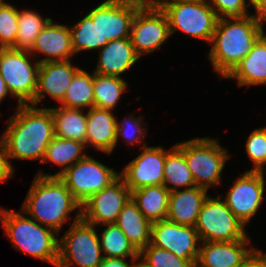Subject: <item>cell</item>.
I'll list each match as a JSON object with an SVG mask.
<instances>
[{
    "label": "cell",
    "mask_w": 266,
    "mask_h": 267,
    "mask_svg": "<svg viewBox=\"0 0 266 267\" xmlns=\"http://www.w3.org/2000/svg\"><path fill=\"white\" fill-rule=\"evenodd\" d=\"M1 137L4 153L9 158L44 159L46 149L55 137L54 122L49 108L18 105Z\"/></svg>",
    "instance_id": "cell-1"
},
{
    "label": "cell",
    "mask_w": 266,
    "mask_h": 267,
    "mask_svg": "<svg viewBox=\"0 0 266 267\" xmlns=\"http://www.w3.org/2000/svg\"><path fill=\"white\" fill-rule=\"evenodd\" d=\"M260 15L221 17L218 19L211 42L209 59L214 69L226 78L251 51L264 33ZM234 21V22H231Z\"/></svg>",
    "instance_id": "cell-2"
},
{
    "label": "cell",
    "mask_w": 266,
    "mask_h": 267,
    "mask_svg": "<svg viewBox=\"0 0 266 267\" xmlns=\"http://www.w3.org/2000/svg\"><path fill=\"white\" fill-rule=\"evenodd\" d=\"M78 208L81 210V204L58 176L37 175L21 209L58 233L69 212Z\"/></svg>",
    "instance_id": "cell-3"
},
{
    "label": "cell",
    "mask_w": 266,
    "mask_h": 267,
    "mask_svg": "<svg viewBox=\"0 0 266 267\" xmlns=\"http://www.w3.org/2000/svg\"><path fill=\"white\" fill-rule=\"evenodd\" d=\"M0 220L15 248L57 266L59 239L55 234L58 233L20 213L3 208L0 209Z\"/></svg>",
    "instance_id": "cell-4"
},
{
    "label": "cell",
    "mask_w": 266,
    "mask_h": 267,
    "mask_svg": "<svg viewBox=\"0 0 266 267\" xmlns=\"http://www.w3.org/2000/svg\"><path fill=\"white\" fill-rule=\"evenodd\" d=\"M95 225L81 218V210L69 230L59 240L57 267H98L102 262L100 239L95 231Z\"/></svg>",
    "instance_id": "cell-5"
},
{
    "label": "cell",
    "mask_w": 266,
    "mask_h": 267,
    "mask_svg": "<svg viewBox=\"0 0 266 267\" xmlns=\"http://www.w3.org/2000/svg\"><path fill=\"white\" fill-rule=\"evenodd\" d=\"M172 1L165 0L160 6L168 18L170 34L181 30L211 42L219 17L207 0Z\"/></svg>",
    "instance_id": "cell-6"
},
{
    "label": "cell",
    "mask_w": 266,
    "mask_h": 267,
    "mask_svg": "<svg viewBox=\"0 0 266 267\" xmlns=\"http://www.w3.org/2000/svg\"><path fill=\"white\" fill-rule=\"evenodd\" d=\"M184 153L196 186L208 189L220 183L228 153L211 138H196L176 144Z\"/></svg>",
    "instance_id": "cell-7"
},
{
    "label": "cell",
    "mask_w": 266,
    "mask_h": 267,
    "mask_svg": "<svg viewBox=\"0 0 266 267\" xmlns=\"http://www.w3.org/2000/svg\"><path fill=\"white\" fill-rule=\"evenodd\" d=\"M194 227L203 242L248 239L245 225L231 212L221 197L208 196L205 199Z\"/></svg>",
    "instance_id": "cell-8"
},
{
    "label": "cell",
    "mask_w": 266,
    "mask_h": 267,
    "mask_svg": "<svg viewBox=\"0 0 266 267\" xmlns=\"http://www.w3.org/2000/svg\"><path fill=\"white\" fill-rule=\"evenodd\" d=\"M32 55L26 50L0 48V75L10 96L18 98L19 105L30 104L36 93L39 62H29ZM33 66V67H32Z\"/></svg>",
    "instance_id": "cell-9"
},
{
    "label": "cell",
    "mask_w": 266,
    "mask_h": 267,
    "mask_svg": "<svg viewBox=\"0 0 266 267\" xmlns=\"http://www.w3.org/2000/svg\"><path fill=\"white\" fill-rule=\"evenodd\" d=\"M58 177L82 205L92 194L101 191L114 182L119 174L95 159L86 156L64 170Z\"/></svg>",
    "instance_id": "cell-10"
},
{
    "label": "cell",
    "mask_w": 266,
    "mask_h": 267,
    "mask_svg": "<svg viewBox=\"0 0 266 267\" xmlns=\"http://www.w3.org/2000/svg\"><path fill=\"white\" fill-rule=\"evenodd\" d=\"M139 5L123 0H106L88 13L100 31L99 49L109 41L130 38L133 19Z\"/></svg>",
    "instance_id": "cell-11"
},
{
    "label": "cell",
    "mask_w": 266,
    "mask_h": 267,
    "mask_svg": "<svg viewBox=\"0 0 266 267\" xmlns=\"http://www.w3.org/2000/svg\"><path fill=\"white\" fill-rule=\"evenodd\" d=\"M170 35L168 18L160 7H140L137 10L130 41L139 57L157 50Z\"/></svg>",
    "instance_id": "cell-12"
},
{
    "label": "cell",
    "mask_w": 266,
    "mask_h": 267,
    "mask_svg": "<svg viewBox=\"0 0 266 267\" xmlns=\"http://www.w3.org/2000/svg\"><path fill=\"white\" fill-rule=\"evenodd\" d=\"M131 199V191L119 176L108 187L92 194L81 205V218L89 224L115 223L119 213Z\"/></svg>",
    "instance_id": "cell-13"
},
{
    "label": "cell",
    "mask_w": 266,
    "mask_h": 267,
    "mask_svg": "<svg viewBox=\"0 0 266 267\" xmlns=\"http://www.w3.org/2000/svg\"><path fill=\"white\" fill-rule=\"evenodd\" d=\"M198 240L200 241L198 232L192 226L180 225L167 219L151 225V244L187 260L193 267L199 255V248H196Z\"/></svg>",
    "instance_id": "cell-14"
},
{
    "label": "cell",
    "mask_w": 266,
    "mask_h": 267,
    "mask_svg": "<svg viewBox=\"0 0 266 267\" xmlns=\"http://www.w3.org/2000/svg\"><path fill=\"white\" fill-rule=\"evenodd\" d=\"M263 171L246 172L236 180L224 201L244 225L256 214L263 200L265 188Z\"/></svg>",
    "instance_id": "cell-15"
},
{
    "label": "cell",
    "mask_w": 266,
    "mask_h": 267,
    "mask_svg": "<svg viewBox=\"0 0 266 267\" xmlns=\"http://www.w3.org/2000/svg\"><path fill=\"white\" fill-rule=\"evenodd\" d=\"M143 152L128 163L119 176L130 191L152 185H163L166 150L161 147H141Z\"/></svg>",
    "instance_id": "cell-16"
},
{
    "label": "cell",
    "mask_w": 266,
    "mask_h": 267,
    "mask_svg": "<svg viewBox=\"0 0 266 267\" xmlns=\"http://www.w3.org/2000/svg\"><path fill=\"white\" fill-rule=\"evenodd\" d=\"M79 69L74 67L70 60L40 63L35 97L29 105L37 106L45 93L61 102Z\"/></svg>",
    "instance_id": "cell-17"
},
{
    "label": "cell",
    "mask_w": 266,
    "mask_h": 267,
    "mask_svg": "<svg viewBox=\"0 0 266 267\" xmlns=\"http://www.w3.org/2000/svg\"><path fill=\"white\" fill-rule=\"evenodd\" d=\"M248 240L203 242L195 267H240L253 250L245 246Z\"/></svg>",
    "instance_id": "cell-18"
},
{
    "label": "cell",
    "mask_w": 266,
    "mask_h": 267,
    "mask_svg": "<svg viewBox=\"0 0 266 267\" xmlns=\"http://www.w3.org/2000/svg\"><path fill=\"white\" fill-rule=\"evenodd\" d=\"M29 52L44 53L48 56L38 61L39 63L70 60L75 53L69 27L53 24L51 19L39 33Z\"/></svg>",
    "instance_id": "cell-19"
},
{
    "label": "cell",
    "mask_w": 266,
    "mask_h": 267,
    "mask_svg": "<svg viewBox=\"0 0 266 267\" xmlns=\"http://www.w3.org/2000/svg\"><path fill=\"white\" fill-rule=\"evenodd\" d=\"M207 197V189L200 186L171 191L167 220L194 227Z\"/></svg>",
    "instance_id": "cell-20"
},
{
    "label": "cell",
    "mask_w": 266,
    "mask_h": 267,
    "mask_svg": "<svg viewBox=\"0 0 266 267\" xmlns=\"http://www.w3.org/2000/svg\"><path fill=\"white\" fill-rule=\"evenodd\" d=\"M116 126L112 110L91 107L87 113L85 146L91 145L111 154L116 145Z\"/></svg>",
    "instance_id": "cell-21"
},
{
    "label": "cell",
    "mask_w": 266,
    "mask_h": 267,
    "mask_svg": "<svg viewBox=\"0 0 266 267\" xmlns=\"http://www.w3.org/2000/svg\"><path fill=\"white\" fill-rule=\"evenodd\" d=\"M94 73L117 76L129 69L140 57L136 54L130 38L109 41L99 55Z\"/></svg>",
    "instance_id": "cell-22"
},
{
    "label": "cell",
    "mask_w": 266,
    "mask_h": 267,
    "mask_svg": "<svg viewBox=\"0 0 266 267\" xmlns=\"http://www.w3.org/2000/svg\"><path fill=\"white\" fill-rule=\"evenodd\" d=\"M226 78H236L239 86L266 84V36L254 43L251 51Z\"/></svg>",
    "instance_id": "cell-23"
},
{
    "label": "cell",
    "mask_w": 266,
    "mask_h": 267,
    "mask_svg": "<svg viewBox=\"0 0 266 267\" xmlns=\"http://www.w3.org/2000/svg\"><path fill=\"white\" fill-rule=\"evenodd\" d=\"M115 224L138 252L151 243L152 223L144 217L132 199L123 207Z\"/></svg>",
    "instance_id": "cell-24"
},
{
    "label": "cell",
    "mask_w": 266,
    "mask_h": 267,
    "mask_svg": "<svg viewBox=\"0 0 266 267\" xmlns=\"http://www.w3.org/2000/svg\"><path fill=\"white\" fill-rule=\"evenodd\" d=\"M170 191L164 185H152L131 191V199L151 223L166 220Z\"/></svg>",
    "instance_id": "cell-25"
},
{
    "label": "cell",
    "mask_w": 266,
    "mask_h": 267,
    "mask_svg": "<svg viewBox=\"0 0 266 267\" xmlns=\"http://www.w3.org/2000/svg\"><path fill=\"white\" fill-rule=\"evenodd\" d=\"M54 122V134L58 138L72 139L86 144L87 114L75 108H49Z\"/></svg>",
    "instance_id": "cell-26"
},
{
    "label": "cell",
    "mask_w": 266,
    "mask_h": 267,
    "mask_svg": "<svg viewBox=\"0 0 266 267\" xmlns=\"http://www.w3.org/2000/svg\"><path fill=\"white\" fill-rule=\"evenodd\" d=\"M83 148H85V143L72 140L54 137L46 149V153L42 162L51 161L58 166H63V169L58 173L42 174V172L37 175L40 176H59L64 170L74 165L79 160L84 159L87 155L81 154ZM65 167V168H64Z\"/></svg>",
    "instance_id": "cell-27"
},
{
    "label": "cell",
    "mask_w": 266,
    "mask_h": 267,
    "mask_svg": "<svg viewBox=\"0 0 266 267\" xmlns=\"http://www.w3.org/2000/svg\"><path fill=\"white\" fill-rule=\"evenodd\" d=\"M163 171V185L170 192L177 190V187L183 186L188 189L196 186L184 153L176 145L171 150L166 151ZM167 183L173 186L169 187Z\"/></svg>",
    "instance_id": "cell-28"
},
{
    "label": "cell",
    "mask_w": 266,
    "mask_h": 267,
    "mask_svg": "<svg viewBox=\"0 0 266 267\" xmlns=\"http://www.w3.org/2000/svg\"><path fill=\"white\" fill-rule=\"evenodd\" d=\"M126 87L127 82L121 77L94 73V107L113 110Z\"/></svg>",
    "instance_id": "cell-29"
},
{
    "label": "cell",
    "mask_w": 266,
    "mask_h": 267,
    "mask_svg": "<svg viewBox=\"0 0 266 267\" xmlns=\"http://www.w3.org/2000/svg\"><path fill=\"white\" fill-rule=\"evenodd\" d=\"M93 75L79 69L73 76L70 87L66 91L62 107L83 109V107H94Z\"/></svg>",
    "instance_id": "cell-30"
},
{
    "label": "cell",
    "mask_w": 266,
    "mask_h": 267,
    "mask_svg": "<svg viewBox=\"0 0 266 267\" xmlns=\"http://www.w3.org/2000/svg\"><path fill=\"white\" fill-rule=\"evenodd\" d=\"M107 228L102 233L100 240L101 250L104 252V258H126L131 256L132 261L136 262L139 252L129 242L123 231L115 224H103Z\"/></svg>",
    "instance_id": "cell-31"
},
{
    "label": "cell",
    "mask_w": 266,
    "mask_h": 267,
    "mask_svg": "<svg viewBox=\"0 0 266 267\" xmlns=\"http://www.w3.org/2000/svg\"><path fill=\"white\" fill-rule=\"evenodd\" d=\"M50 20L51 18L42 19L33 11L18 10V32L12 48L30 51L37 36Z\"/></svg>",
    "instance_id": "cell-32"
},
{
    "label": "cell",
    "mask_w": 266,
    "mask_h": 267,
    "mask_svg": "<svg viewBox=\"0 0 266 267\" xmlns=\"http://www.w3.org/2000/svg\"><path fill=\"white\" fill-rule=\"evenodd\" d=\"M69 29L74 53L99 49L100 31L97 23L88 14Z\"/></svg>",
    "instance_id": "cell-33"
},
{
    "label": "cell",
    "mask_w": 266,
    "mask_h": 267,
    "mask_svg": "<svg viewBox=\"0 0 266 267\" xmlns=\"http://www.w3.org/2000/svg\"><path fill=\"white\" fill-rule=\"evenodd\" d=\"M141 256L142 262L140 261V263L144 267H193L187 260L151 243L139 252V257Z\"/></svg>",
    "instance_id": "cell-34"
},
{
    "label": "cell",
    "mask_w": 266,
    "mask_h": 267,
    "mask_svg": "<svg viewBox=\"0 0 266 267\" xmlns=\"http://www.w3.org/2000/svg\"><path fill=\"white\" fill-rule=\"evenodd\" d=\"M18 32V10L0 2V48H12Z\"/></svg>",
    "instance_id": "cell-35"
},
{
    "label": "cell",
    "mask_w": 266,
    "mask_h": 267,
    "mask_svg": "<svg viewBox=\"0 0 266 267\" xmlns=\"http://www.w3.org/2000/svg\"><path fill=\"white\" fill-rule=\"evenodd\" d=\"M246 151L255 165L251 171L263 170L266 164V127L250 133L246 142Z\"/></svg>",
    "instance_id": "cell-36"
},
{
    "label": "cell",
    "mask_w": 266,
    "mask_h": 267,
    "mask_svg": "<svg viewBox=\"0 0 266 267\" xmlns=\"http://www.w3.org/2000/svg\"><path fill=\"white\" fill-rule=\"evenodd\" d=\"M208 3L219 18L245 17L249 15L246 7L248 4H246L245 0H211Z\"/></svg>",
    "instance_id": "cell-37"
},
{
    "label": "cell",
    "mask_w": 266,
    "mask_h": 267,
    "mask_svg": "<svg viewBox=\"0 0 266 267\" xmlns=\"http://www.w3.org/2000/svg\"><path fill=\"white\" fill-rule=\"evenodd\" d=\"M140 118L141 117H138V119H132L130 117L127 120H123L124 123L120 124L119 122H117L116 143L118 141V137L121 135L122 137L126 138L127 141H129L128 144H133L135 141L138 142L139 140H141V137H144V133H146V131L141 128Z\"/></svg>",
    "instance_id": "cell-38"
},
{
    "label": "cell",
    "mask_w": 266,
    "mask_h": 267,
    "mask_svg": "<svg viewBox=\"0 0 266 267\" xmlns=\"http://www.w3.org/2000/svg\"><path fill=\"white\" fill-rule=\"evenodd\" d=\"M240 267H266V254L253 249L244 259Z\"/></svg>",
    "instance_id": "cell-39"
},
{
    "label": "cell",
    "mask_w": 266,
    "mask_h": 267,
    "mask_svg": "<svg viewBox=\"0 0 266 267\" xmlns=\"http://www.w3.org/2000/svg\"><path fill=\"white\" fill-rule=\"evenodd\" d=\"M13 172L14 169L10 161L7 160L0 141V182L6 181L8 178L12 177Z\"/></svg>",
    "instance_id": "cell-40"
},
{
    "label": "cell",
    "mask_w": 266,
    "mask_h": 267,
    "mask_svg": "<svg viewBox=\"0 0 266 267\" xmlns=\"http://www.w3.org/2000/svg\"><path fill=\"white\" fill-rule=\"evenodd\" d=\"M125 258H103L98 267H137L138 263L128 264Z\"/></svg>",
    "instance_id": "cell-41"
},
{
    "label": "cell",
    "mask_w": 266,
    "mask_h": 267,
    "mask_svg": "<svg viewBox=\"0 0 266 267\" xmlns=\"http://www.w3.org/2000/svg\"><path fill=\"white\" fill-rule=\"evenodd\" d=\"M123 1L139 5L140 7H160L165 0H123Z\"/></svg>",
    "instance_id": "cell-42"
},
{
    "label": "cell",
    "mask_w": 266,
    "mask_h": 267,
    "mask_svg": "<svg viewBox=\"0 0 266 267\" xmlns=\"http://www.w3.org/2000/svg\"><path fill=\"white\" fill-rule=\"evenodd\" d=\"M248 2L254 6L257 11V15L266 18V0H249Z\"/></svg>",
    "instance_id": "cell-43"
},
{
    "label": "cell",
    "mask_w": 266,
    "mask_h": 267,
    "mask_svg": "<svg viewBox=\"0 0 266 267\" xmlns=\"http://www.w3.org/2000/svg\"><path fill=\"white\" fill-rule=\"evenodd\" d=\"M10 94V92L7 89L6 83L3 80V78L0 75V103L2 101V99H4L6 97L7 94Z\"/></svg>",
    "instance_id": "cell-44"
},
{
    "label": "cell",
    "mask_w": 266,
    "mask_h": 267,
    "mask_svg": "<svg viewBox=\"0 0 266 267\" xmlns=\"http://www.w3.org/2000/svg\"><path fill=\"white\" fill-rule=\"evenodd\" d=\"M137 267H144V266L141 263H138Z\"/></svg>",
    "instance_id": "cell-45"
}]
</instances>
